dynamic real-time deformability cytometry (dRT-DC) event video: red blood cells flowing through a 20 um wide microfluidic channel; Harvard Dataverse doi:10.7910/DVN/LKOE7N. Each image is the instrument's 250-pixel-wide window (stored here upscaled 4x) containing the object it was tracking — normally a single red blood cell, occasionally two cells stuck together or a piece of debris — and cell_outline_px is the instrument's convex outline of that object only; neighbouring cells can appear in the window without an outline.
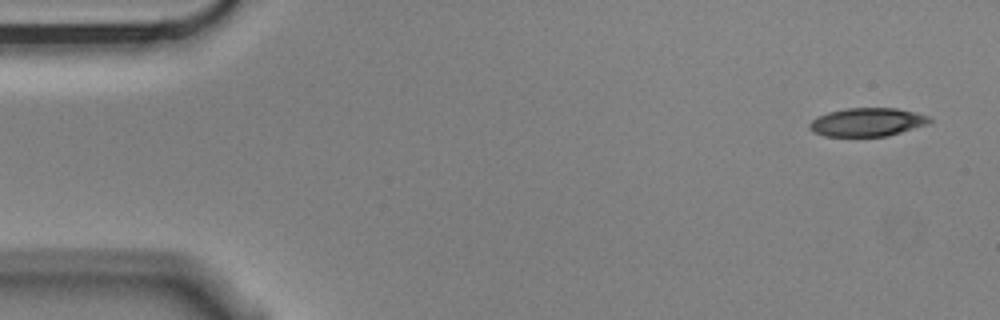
{"species": "Egyptian fruit bat (a non-hibernating species)", "species_latin": "Rousettus aegyptiacus", "temperature_condition": "cold", "stored_images_in_passage": 4, "camera_frame_rate_fps": 3000, "um_per_image_px": 0.085, "animal": {"sex": "male"}, "frame": {"image": 1, "passage_image": 1, "time_ms": 0.0, "image_size_px": [1000, 320], "cell_outline_px": [[932, 120], [928, 124], [888, 136], [824, 136], [812, 132], [808, 128], [808, 124], [812, 120], [828, 112], [844, 108], [896, 108], [916, 112], [928, 116]], "centroid_in_image_um": [73.7, 10.38], "position_along_channel_um": 11.3, "area_um2": 19.94}}